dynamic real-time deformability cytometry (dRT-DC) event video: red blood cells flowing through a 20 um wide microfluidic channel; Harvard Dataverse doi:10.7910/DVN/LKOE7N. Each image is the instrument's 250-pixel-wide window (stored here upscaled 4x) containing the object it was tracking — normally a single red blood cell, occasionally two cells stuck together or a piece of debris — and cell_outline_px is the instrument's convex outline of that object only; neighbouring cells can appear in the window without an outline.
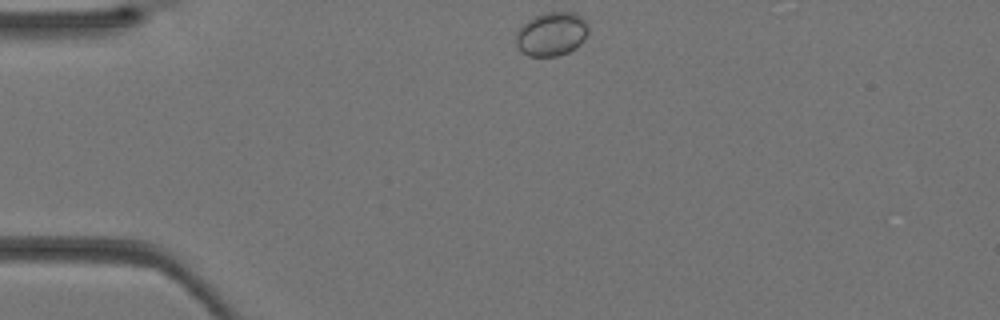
{"species": "Egyptian fruit bat (a non-hibernating species)", "species_latin": "Rousettus aegyptiacus", "temperature_condition": "warm", "stored_images_in_passage": 30, "camera_frame_rate_fps": 3000, "um_per_image_px": 0.085, "animal": {"sex": "female"}, "frame": {"image": 1, "passage_image": 1, "time_ms": 0.0, "image_size_px": [1000, 320], "cell_outline_px": [[588, 32], [584, 40], [576, 48], [560, 56], [528, 56], [520, 52], [516, 44], [516, 32], [532, 16], [544, 12], [576, 12], [588, 24]], "centroid_in_image_um": [46.88, 2.89], "position_along_channel_um": 38.1, "area_um2": 18.73}}
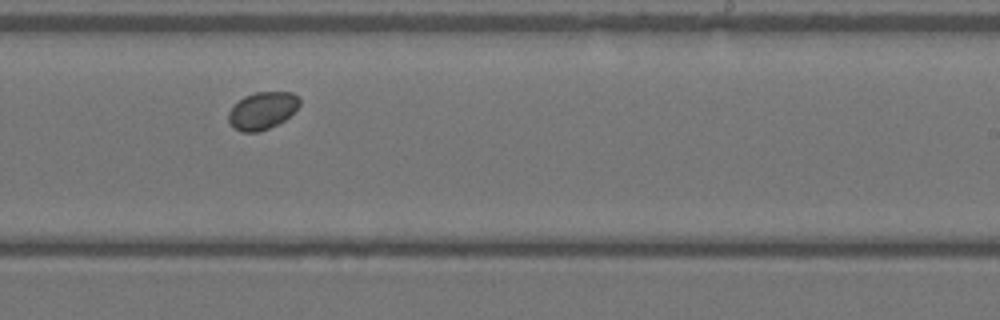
{"frame": {"image": 2, "passage_image": 17, "time_ms": 5.333, "image_size_px": [1000, 320], "cell_outline_px": [[300, 104], [284, 120], [260, 132], [240, 132], [232, 128], [228, 120], [228, 112], [244, 96], [256, 92], [292, 92], [300, 100]], "centroid_in_image_um": [22.26, 9.42], "position_along_channel_um": 266.7, "area_um2": 15.32}}
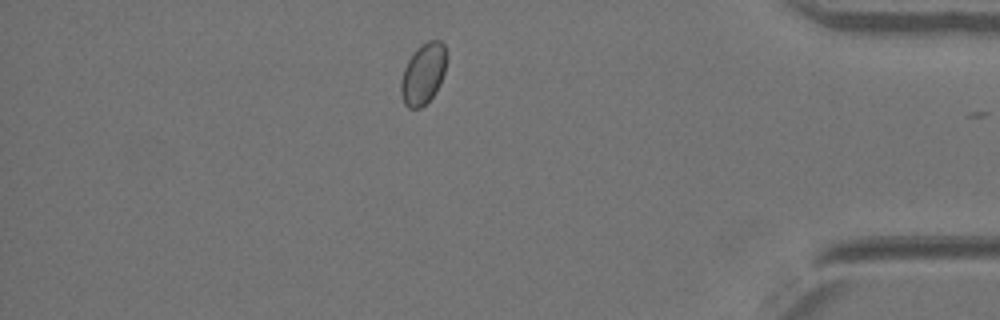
{"frame": {"image": 3, "passage_image": 27, "time_ms": 8.667, "image_size_px": [1000, 320], "cell_outline_px": [[448, 56], [444, 72], [440, 84], [436, 92], [420, 108], [408, 108], [404, 104], [400, 96], [400, 80], [404, 68], [408, 60], [416, 48], [428, 40], [440, 40], [444, 44], [448, 52]], "centroid_in_image_um": [35.98, 6.25], "position_along_channel_um": 399.2, "area_um2": 16.53}}